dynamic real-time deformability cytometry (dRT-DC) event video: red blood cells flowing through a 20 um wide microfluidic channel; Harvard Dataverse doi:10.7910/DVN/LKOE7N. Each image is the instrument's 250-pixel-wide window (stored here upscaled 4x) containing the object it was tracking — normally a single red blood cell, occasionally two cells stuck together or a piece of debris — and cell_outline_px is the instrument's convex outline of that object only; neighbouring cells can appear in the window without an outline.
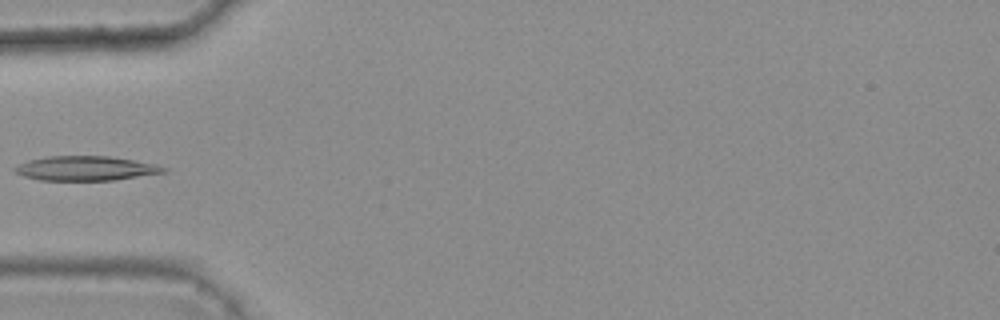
{"species": "common noctule bat (a hibernating species)", "species_latin": "Nyctalus noctula", "temperature_condition": "warm", "stored_images_in_passage": 3, "camera_frame_rate_fps": 3000, "um_per_image_px": 0.085, "animal": {"sex": "female", "body_mass_g": 25.1}, "frame": {"image": 1, "passage_image": 3, "time_ms": 0.667, "image_size_px": [1000, 320], "cell_outline_px": [[168, 168], [164, 172], [112, 180], [40, 180], [24, 176], [16, 172], [12, 168], [28, 160], [48, 156], [108, 156], [156, 164]], "centroid_in_image_um": [7.26, 14.3], "position_along_channel_um": 77.7, "area_um2": 20.92}}